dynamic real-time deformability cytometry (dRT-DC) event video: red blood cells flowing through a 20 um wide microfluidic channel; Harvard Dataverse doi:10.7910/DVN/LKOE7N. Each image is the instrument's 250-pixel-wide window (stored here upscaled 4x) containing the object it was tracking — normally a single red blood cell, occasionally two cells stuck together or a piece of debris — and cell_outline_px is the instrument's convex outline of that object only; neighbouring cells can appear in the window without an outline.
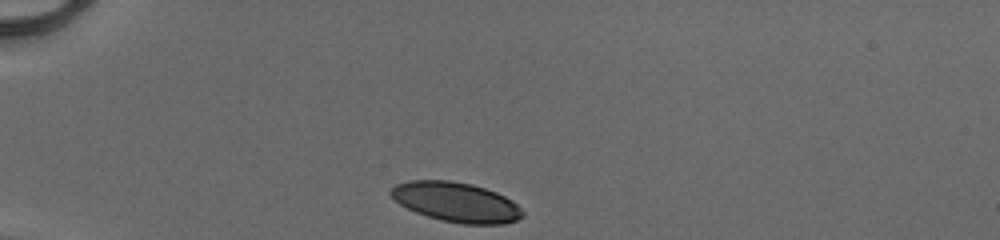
{"species": "human", "species_latin": "Homo sapiens", "temperature_condition": "cold", "stored_images_in_passage": 31, "camera_frame_rate_fps": 3000, "um_per_image_px": 0.085, "donor": {"sex": "male"}, "frame": {"image": 1, "passage_image": 1, "time_ms": 0.0, "image_size_px": [1000, 240], "cell_outline_px": [[524, 216], [516, 220], [504, 224], [464, 224], [440, 220], [416, 212], [400, 204], [388, 192], [396, 184], [408, 180], [448, 180], [472, 184], [496, 192], [512, 200], [524, 212]], "centroid_in_image_um": [38.78, 17.17], "position_along_channel_um": 46.2, "area_um2": 30.4}}
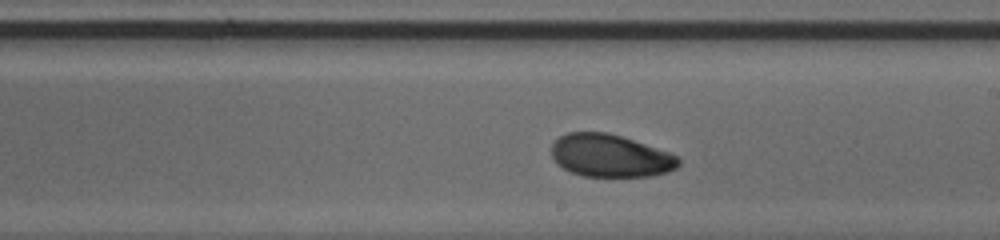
{"frame": {"image": 2, "passage_image": 18, "time_ms": 5.667, "image_size_px": [1000, 240], "cell_outline_px": [[680, 164], [676, 168], [668, 172], [652, 176], [580, 176], [556, 164], [552, 156], [552, 144], [560, 136], [568, 132], [608, 132], [668, 152], [676, 156], [680, 160]], "centroid_in_image_um": [51.85, 13.24], "position_along_channel_um": 237.1, "area_um2": 31.39}}
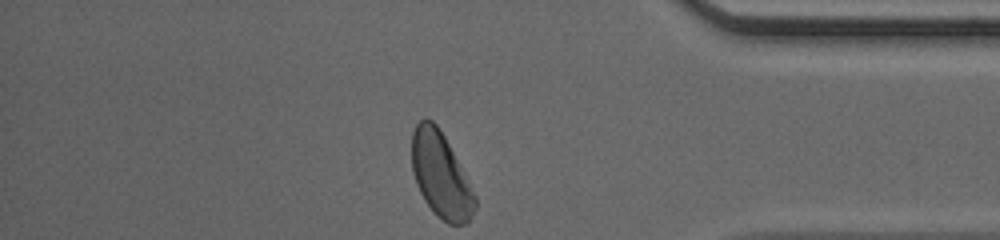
{"frame": {"image": 3, "passage_image": 31, "time_ms": 10.0, "image_size_px": [1000, 240], "cell_outline_px": [[476, 208], [468, 224], [448, 224], [424, 200], [416, 184], [412, 172], [412, 132], [416, 124], [424, 116], [432, 120], [436, 124], [444, 136], [468, 180], [476, 196]], "centroid_in_image_um": [37.46, 14.87], "position_along_channel_um": 397.7, "area_um2": 31.1}, "authors_computed_cell_mechanics": {"area_um2": 31.79, "velocity_mm_per_s": 4.1123, "shape_relaxation_time_tau1_ms": 3.0973, "shape_relaxation_time_tau2_ms": 3.2063, "deformation_change_tau1": 0.1208, "deformation_change_tau2": 0.0785}}